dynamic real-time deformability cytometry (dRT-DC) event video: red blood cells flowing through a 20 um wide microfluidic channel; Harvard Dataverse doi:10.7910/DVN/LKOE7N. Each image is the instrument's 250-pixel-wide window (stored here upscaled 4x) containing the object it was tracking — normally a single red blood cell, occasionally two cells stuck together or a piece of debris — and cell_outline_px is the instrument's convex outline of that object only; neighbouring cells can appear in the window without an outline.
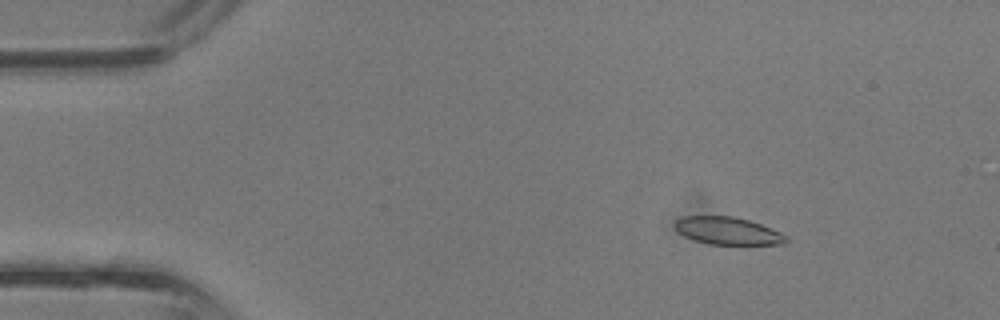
{"species": "common noctule bat (a hibernating species)", "species_latin": "Nyctalus noctula", "temperature_condition": "room temperature", "stored_images_in_passage": 37, "camera_frame_rate_fps": 3000, "um_per_image_px": 0.085, "animal": {"sex": "male", "body_mass_g": 13.3}, "frame": {"image": 1, "passage_image": 5, "time_ms": 1.333, "image_size_px": [1000, 320], "cell_outline_px": [[788, 244], [708, 244], [684, 236], [676, 232], [672, 224], [680, 216], [732, 216], [748, 220], [760, 224], [780, 232], [788, 236]], "centroid_in_image_um": [61.82, 19.62], "position_along_channel_um": 23.2, "area_um2": 17.98}}
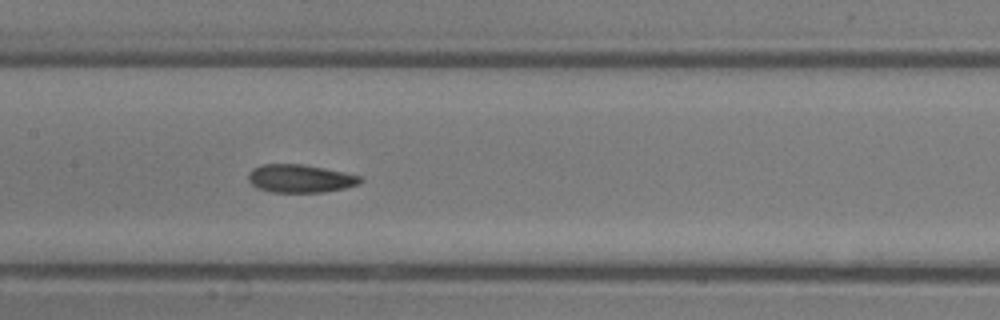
{"frame": {"image": 2, "passage_image": 18, "time_ms": 5.667, "image_size_px": [1000, 320], "cell_outline_px": [[364, 180], [360, 184], [344, 188], [324, 192], [272, 192], [256, 188], [248, 180], [248, 172], [252, 168], [260, 164], [300, 164], [324, 168], [344, 172], [360, 176]], "centroid_in_image_um": [25.5, 15.17], "position_along_channel_um": 181.9, "area_um2": 18.44}}
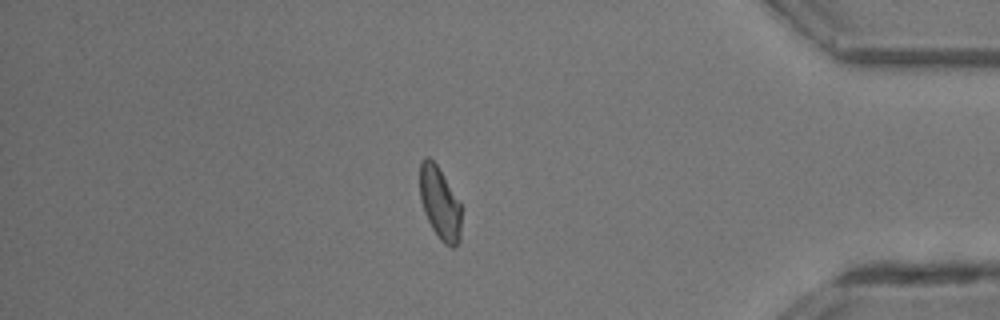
{"frame": {"image": 3, "passage_image": 32, "time_ms": 10.333, "image_size_px": [1000, 320], "cell_outline_px": [[460, 240], [452, 248], [444, 244], [440, 240], [432, 228], [424, 212], [420, 200], [420, 160], [424, 156], [428, 156], [436, 164], [460, 204]], "centroid_in_image_um": [37.35, 17.27], "position_along_channel_um": 397.8, "area_um2": 17.28}}